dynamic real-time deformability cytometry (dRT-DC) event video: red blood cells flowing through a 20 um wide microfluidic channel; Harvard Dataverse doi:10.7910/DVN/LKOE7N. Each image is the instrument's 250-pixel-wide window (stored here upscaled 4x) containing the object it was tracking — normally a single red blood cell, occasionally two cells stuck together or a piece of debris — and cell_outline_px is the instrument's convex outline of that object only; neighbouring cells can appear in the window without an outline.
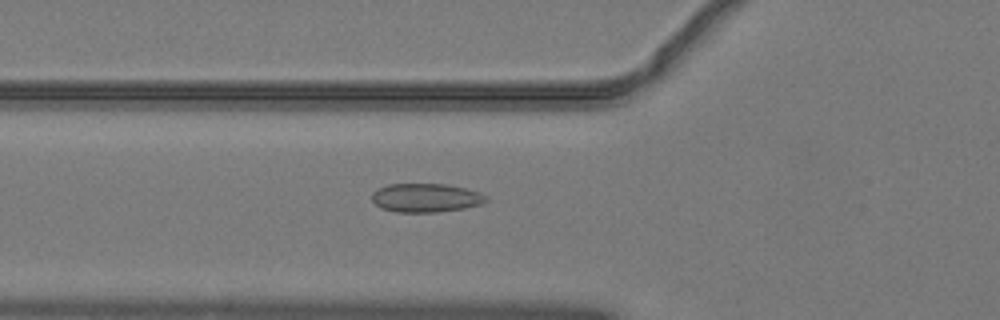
{"species": "common noctule bat (a hibernating species)", "species_latin": "Nyctalus noctula", "temperature_condition": "warm", "stored_images_in_passage": 29, "camera_frame_rate_fps": 3000, "um_per_image_px": 0.085, "animal": {"sex": "male", "body_mass_g": 19.2, "forearm_length_mm": 51.8}, "frame": {"image": 1, "passage_image": 19, "time_ms": 6.0, "image_size_px": [1000, 320], "cell_outline_px": [[488, 200], [480, 204], [464, 208], [436, 212], [396, 212], [380, 208], [372, 200], [372, 192], [376, 188], [388, 184], [448, 184], [480, 192], [488, 196]], "centroid_in_image_um": [36.18, 16.81], "position_along_channel_um": 89.6, "area_um2": 19.25}}
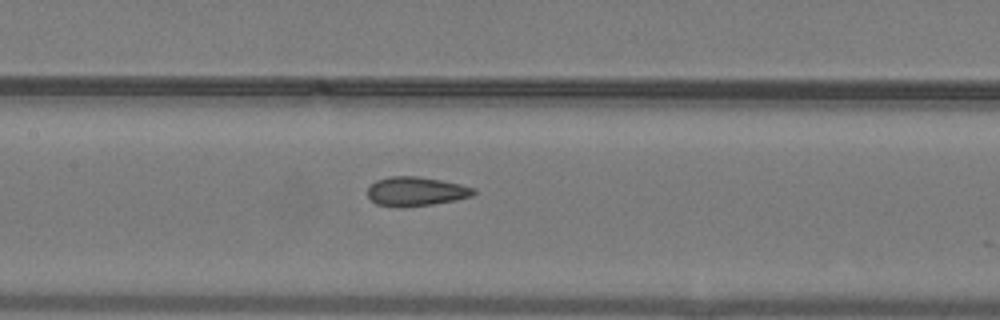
{"frame": {"image": 2, "passage_image": 25, "time_ms": 8.0, "image_size_px": [1000, 320], "cell_outline_px": [[476, 192], [472, 196], [456, 200], [432, 204], [376, 204], [368, 196], [368, 188], [376, 180], [388, 176], [416, 176], [440, 180], [460, 184], [476, 188]], "centroid_in_image_um": [35.41, 16.22], "position_along_channel_um": 172.0, "area_um2": 17.28}}
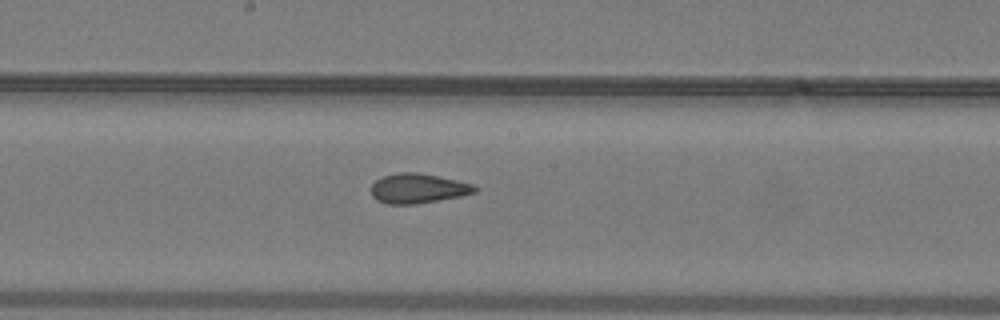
{"frame": {"image": 3, "passage_image": 28, "time_ms": 9.0, "image_size_px": [1000, 320], "cell_outline_px": [[476, 192], [460, 196], [416, 204], [388, 204], [376, 200], [372, 196], [372, 184], [376, 180], [384, 176], [400, 172], [416, 172], [456, 180], [472, 184], [476, 188]], "centroid_in_image_um": [35.5, 16.02], "position_along_channel_um": 212.7, "area_um2": 17.69}}